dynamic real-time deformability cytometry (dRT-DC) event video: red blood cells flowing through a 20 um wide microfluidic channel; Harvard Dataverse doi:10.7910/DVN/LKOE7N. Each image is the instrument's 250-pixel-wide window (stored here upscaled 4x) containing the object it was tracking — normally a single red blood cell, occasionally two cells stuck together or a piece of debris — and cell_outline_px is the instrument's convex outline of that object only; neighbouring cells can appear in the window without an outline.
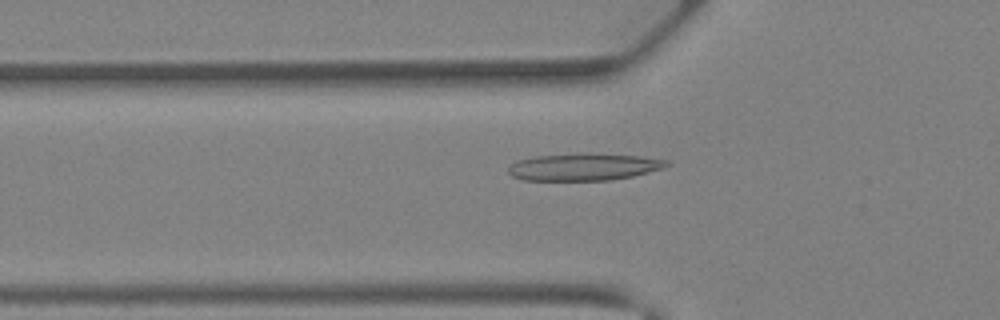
{"species": "Egyptian fruit bat (a non-hibernating species)", "species_latin": "Rousettus aegyptiacus", "temperature_condition": "warm", "stored_images_in_passage": 40, "camera_frame_rate_fps": 3000, "um_per_image_px": 0.085, "animal": {"sex": "female"}, "frame": {"image": 1, "passage_image": 14, "time_ms": 4.333, "image_size_px": [1000, 320], "cell_outline_px": [[672, 164], [664, 168], [632, 176], [608, 180], [524, 180], [512, 176], [508, 172], [508, 168], [516, 160], [536, 156], [580, 152], [588, 152], [640, 156], [668, 160]], "centroid_in_image_um": [49.64, 14.16], "position_along_channel_um": 76.2, "area_um2": 25.37}}
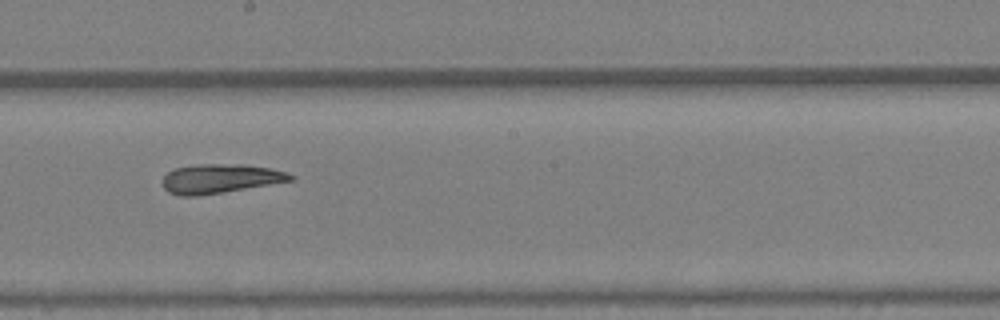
{"frame": {"image": 2, "passage_image": 23, "time_ms": 7.333, "image_size_px": [1000, 320], "cell_outline_px": [[296, 176], [292, 180], [196, 196], [180, 196], [168, 192], [164, 188], [164, 176], [168, 172], [176, 168], [196, 164], [244, 164], [268, 168], [284, 172]], "centroid_in_image_um": [18.67, 15.17], "position_along_channel_um": 229.5, "area_um2": 21.27}}
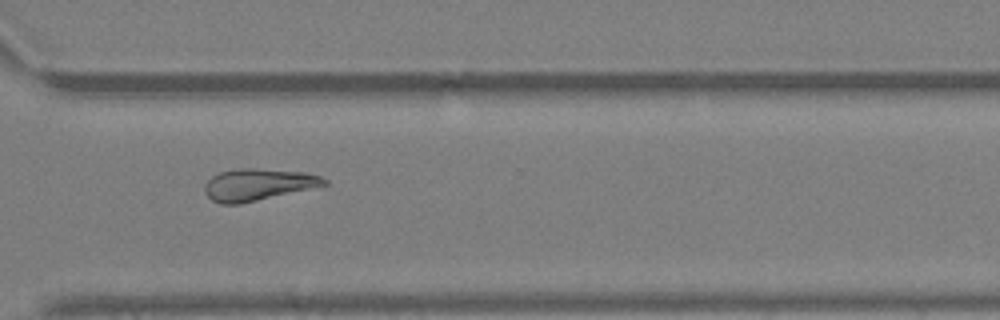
{"frame": {"image": 3, "passage_image": 30, "time_ms": 9.667, "image_size_px": [1000, 320], "cell_outline_px": [[328, 184], [240, 204], [220, 204], [212, 200], [204, 192], [204, 184], [212, 176], [220, 172], [240, 168], [256, 168], [304, 172], [320, 176], [328, 180]], "centroid_in_image_um": [21.89, 15.68], "position_along_channel_um": 348.7, "area_um2": 22.02}}